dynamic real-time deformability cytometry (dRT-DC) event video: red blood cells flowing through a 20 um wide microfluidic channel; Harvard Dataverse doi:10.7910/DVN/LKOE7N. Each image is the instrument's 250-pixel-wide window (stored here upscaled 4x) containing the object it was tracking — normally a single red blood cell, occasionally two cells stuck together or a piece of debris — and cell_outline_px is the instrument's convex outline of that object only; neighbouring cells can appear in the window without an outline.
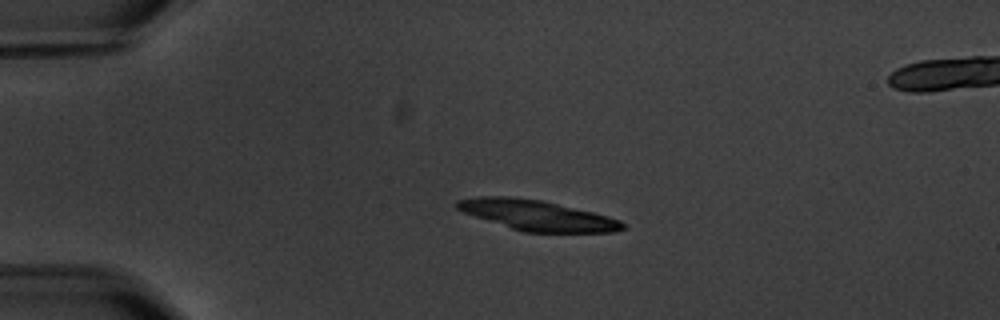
{"species": "common noctule bat (a hibernating species)", "species_latin": "Nyctalus noctula", "temperature_condition": "warm", "stored_images_in_passage": 5, "camera_frame_rate_fps": 3000, "um_per_image_px": 0.085, "animal": {"sex": "male", "body_mass_g": 20.1, "forearm_length_mm": 53.5}, "frame": {"image": 1, "passage_image": 3, "time_ms": 2.333, "image_size_px": [1000, 320], "cell_outline_px": [[628, 228], [616, 232], [524, 232], [464, 212], [456, 208], [456, 200], [476, 196], [512, 196], [540, 200], [592, 212], [608, 216], [620, 220]], "centroid_in_image_um": [45.68, 18.29], "position_along_channel_um": 39.3, "area_um2": 28.9}}